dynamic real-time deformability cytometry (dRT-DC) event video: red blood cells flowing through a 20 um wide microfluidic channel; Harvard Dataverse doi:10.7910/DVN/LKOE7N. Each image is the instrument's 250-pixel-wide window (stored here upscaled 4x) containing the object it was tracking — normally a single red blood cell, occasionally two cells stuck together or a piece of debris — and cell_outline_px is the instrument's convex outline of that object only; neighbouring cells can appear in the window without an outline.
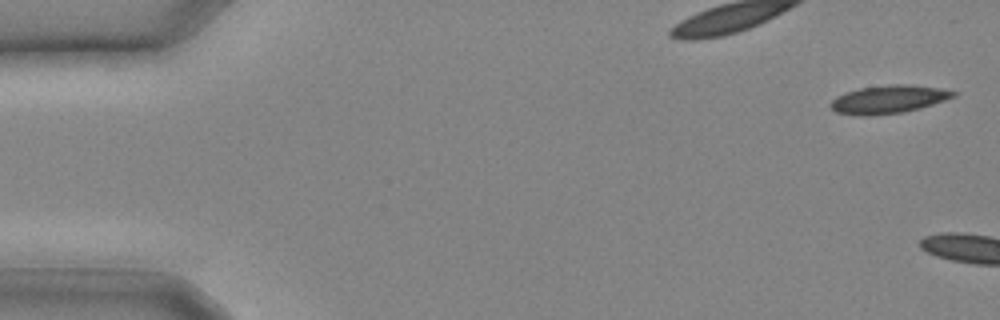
{"species": "common noctule bat (a hibernating species)", "species_latin": "Nyctalus noctula", "temperature_condition": "cold", "stored_images_in_passage": 3, "camera_frame_rate_fps": 3000, "um_per_image_px": 0.085, "animal": {"sex": "male", "body_mass_g": 20.4}, "frame": {"image": 1, "passage_image": 1, "time_ms": 0.0, "image_size_px": [1000, 320], "cell_outline_px": [[960, 92], [956, 96], [920, 108], [904, 112], [868, 116], [860, 116], [836, 112], [828, 104], [836, 96], [844, 92], [860, 88], [888, 84], [908, 84], [940, 88]], "centroid_in_image_um": [75.52, 8.44], "position_along_channel_um": 9.5, "area_um2": 20.29}}